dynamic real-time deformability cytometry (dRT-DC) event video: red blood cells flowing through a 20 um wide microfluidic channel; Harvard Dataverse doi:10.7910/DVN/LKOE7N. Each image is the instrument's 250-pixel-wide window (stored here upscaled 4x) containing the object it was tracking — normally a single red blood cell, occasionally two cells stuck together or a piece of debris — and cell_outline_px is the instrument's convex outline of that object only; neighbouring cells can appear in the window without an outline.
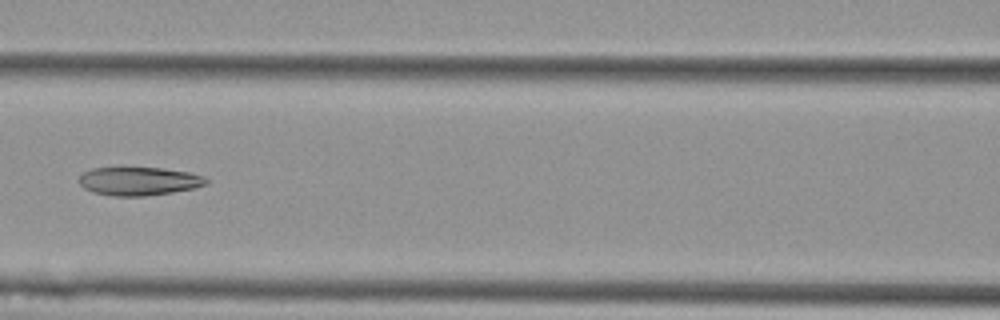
{"species": "Egyptian fruit bat (a non-hibernating species)", "species_latin": "Rousettus aegyptiacus", "temperature_condition": "cold", "stored_images_in_passage": 9, "camera_frame_rate_fps": 3000, "um_per_image_px": 0.085, "animal": {"sex": "female"}, "frame": {"image": 1, "passage_image": 7, "time_ms": 2.0, "image_size_px": [1000, 320], "cell_outline_px": [[208, 184], [196, 188], [172, 192], [144, 196], [112, 196], [92, 192], [84, 188], [80, 184], [80, 176], [84, 172], [92, 168], [120, 164], [164, 168], [188, 172], [204, 176], [208, 180]], "centroid_in_image_um": [11.78, 15.35], "position_along_channel_um": 154.8, "area_um2": 22.08}}
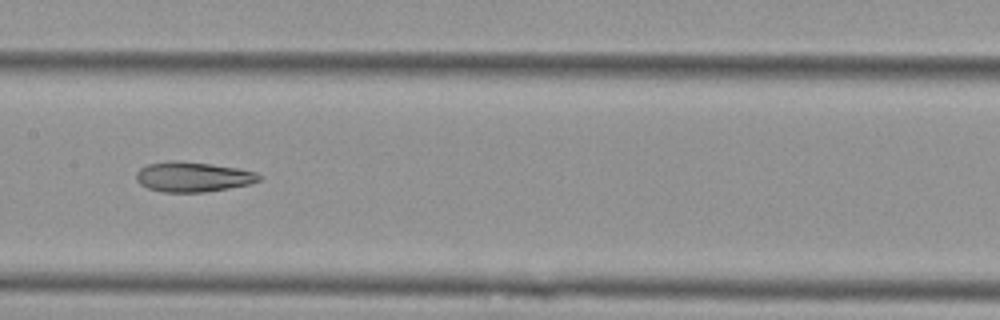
{"frame": {"image": 2, "passage_image": 8, "time_ms": 2.333, "image_size_px": [1000, 320], "cell_outline_px": [[264, 176], [260, 180], [248, 184], [228, 188], [204, 192], [164, 192], [148, 188], [140, 184], [136, 180], [136, 172], [140, 168], [148, 164], [168, 160], [180, 160], [212, 164], [240, 168], [256, 172]], "centroid_in_image_um": [16.4, 15.01], "position_along_channel_um": 191.0, "area_um2": 21.68}}
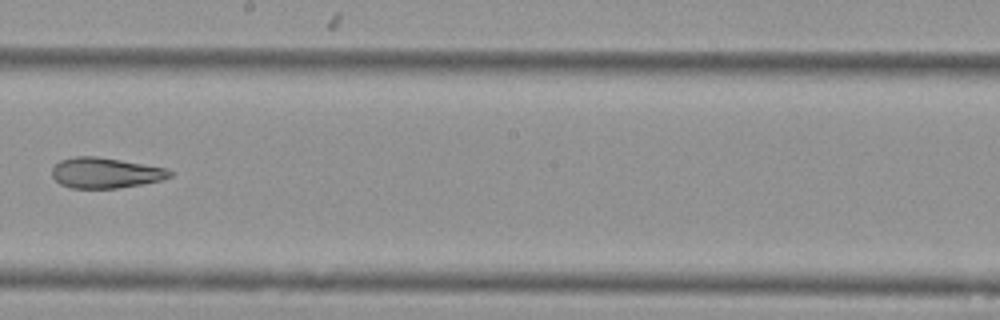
{"frame": {"image": 3, "passage_image": 9, "time_ms": 2.667, "image_size_px": [1000, 320], "cell_outline_px": [[172, 176], [164, 180], [116, 188], [72, 188], [60, 184], [52, 176], [52, 168], [60, 160], [76, 156], [96, 156], [168, 168], [172, 172]], "centroid_in_image_um": [8.97, 14.69], "position_along_channel_um": 239.2, "area_um2": 20.92}}